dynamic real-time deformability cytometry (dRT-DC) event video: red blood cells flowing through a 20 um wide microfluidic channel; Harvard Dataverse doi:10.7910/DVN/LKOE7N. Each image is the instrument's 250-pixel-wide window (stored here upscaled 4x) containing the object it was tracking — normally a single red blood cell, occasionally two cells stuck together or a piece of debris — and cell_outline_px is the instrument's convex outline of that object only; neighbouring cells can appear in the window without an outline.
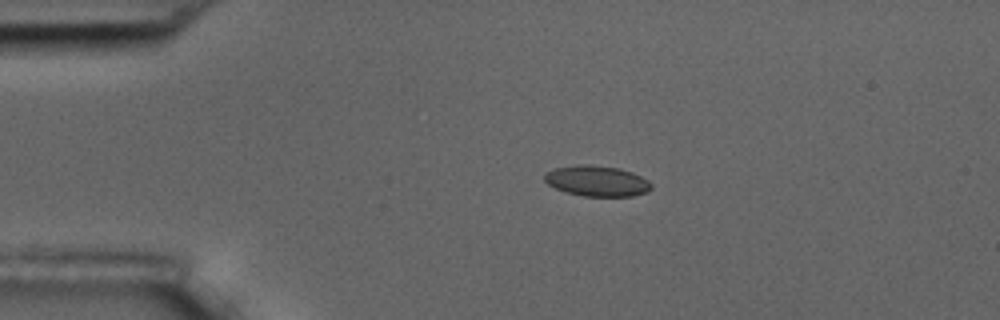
{"species": "common noctule bat (a hibernating species)", "species_latin": "Nyctalus noctula", "temperature_condition": "room temperature", "stored_images_in_passage": 15, "camera_frame_rate_fps": 3000, "um_per_image_px": 0.085, "animal": {"sex": "male", "body_mass_g": 17.5, "forearm_length_mm": 52.3}, "frame": {"image": 1, "passage_image": 3, "time_ms": 3.333, "image_size_px": [1000, 320], "cell_outline_px": [[652, 188], [648, 192], [632, 196], [584, 196], [568, 192], [556, 188], [548, 184], [544, 180], [544, 176], [548, 172], [556, 168], [576, 164], [588, 164], [620, 168], [632, 172], [648, 180], [652, 184]], "centroid_in_image_um": [50.78, 15.38], "position_along_channel_um": 34.2, "area_um2": 19.02}}
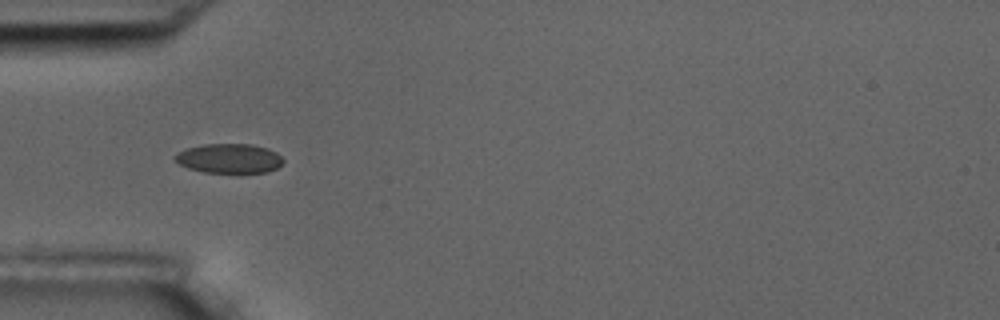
{"frame": {"image": 2, "passage_image": 5, "time_ms": 5.333, "image_size_px": [1000, 320], "cell_outline_px": [[284, 160], [276, 168], [268, 172], [204, 172], [188, 168], [172, 160], [172, 156], [176, 152], [184, 148], [204, 144], [252, 144], [268, 148], [276, 152]], "centroid_in_image_um": [19.41, 13.45], "position_along_channel_um": 65.6, "area_um2": 18.73}}
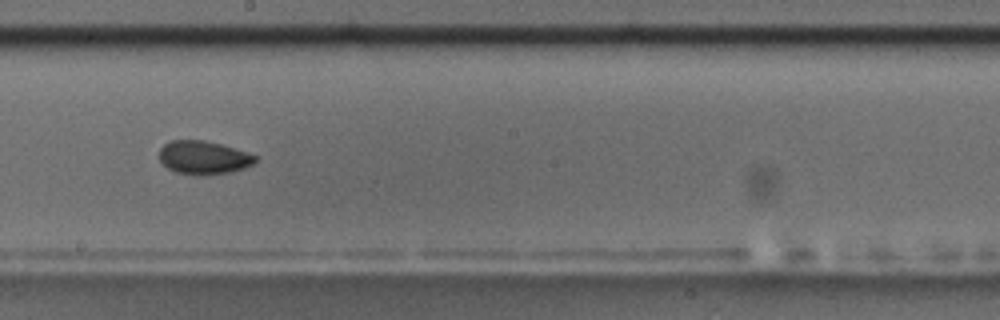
{"frame": {"image": 3, "passage_image": 9, "time_ms": 10.0, "image_size_px": [1000, 320], "cell_outline_px": [[256, 160], [252, 164], [244, 168], [228, 172], [200, 176], [196, 176], [176, 172], [168, 168], [160, 160], [160, 148], [164, 144], [172, 140], [204, 140], [220, 144], [256, 156]], "centroid_in_image_um": [17.26, 13.4], "position_along_channel_um": 230.9, "area_um2": 18.44}, "authors_computed_cell_mechanics": {"area_um2": 18.4382, "velocity_mm_per_s": 3.5653, "shape_relaxation_time_tau1_ms": 2.4381, "shape_relaxation_time_tau2_ms": 1.6399, "deformation_change_tau1": 0.0637, "deformation_change_tau2": 0.0282}}